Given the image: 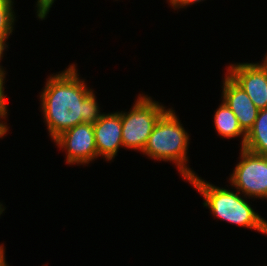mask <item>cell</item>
<instances>
[{
	"label": "cell",
	"instance_id": "cell-1",
	"mask_svg": "<svg viewBox=\"0 0 267 266\" xmlns=\"http://www.w3.org/2000/svg\"><path fill=\"white\" fill-rule=\"evenodd\" d=\"M75 64L51 75L41 92V109L49 136L54 141L66 130L81 124H95L100 112L94 91L79 78Z\"/></svg>",
	"mask_w": 267,
	"mask_h": 266
},
{
	"label": "cell",
	"instance_id": "cell-2",
	"mask_svg": "<svg viewBox=\"0 0 267 266\" xmlns=\"http://www.w3.org/2000/svg\"><path fill=\"white\" fill-rule=\"evenodd\" d=\"M188 182L202 195L204 206L211 210L215 218L267 235V221L255 212L245 200L247 197L241 196L239 191L216 187L197 174Z\"/></svg>",
	"mask_w": 267,
	"mask_h": 266
},
{
	"label": "cell",
	"instance_id": "cell-3",
	"mask_svg": "<svg viewBox=\"0 0 267 266\" xmlns=\"http://www.w3.org/2000/svg\"><path fill=\"white\" fill-rule=\"evenodd\" d=\"M177 117L175 111L168 108L154 126L142 153L151 159L173 162L181 176L188 181L196 175L187 167L190 138Z\"/></svg>",
	"mask_w": 267,
	"mask_h": 266
},
{
	"label": "cell",
	"instance_id": "cell-4",
	"mask_svg": "<svg viewBox=\"0 0 267 266\" xmlns=\"http://www.w3.org/2000/svg\"><path fill=\"white\" fill-rule=\"evenodd\" d=\"M167 110L150 96L139 94L129 112L121 111L124 149L143 152L154 126Z\"/></svg>",
	"mask_w": 267,
	"mask_h": 266
},
{
	"label": "cell",
	"instance_id": "cell-5",
	"mask_svg": "<svg viewBox=\"0 0 267 266\" xmlns=\"http://www.w3.org/2000/svg\"><path fill=\"white\" fill-rule=\"evenodd\" d=\"M240 162L229 178L231 186L246 197L267 199V156L241 148Z\"/></svg>",
	"mask_w": 267,
	"mask_h": 266
},
{
	"label": "cell",
	"instance_id": "cell-6",
	"mask_svg": "<svg viewBox=\"0 0 267 266\" xmlns=\"http://www.w3.org/2000/svg\"><path fill=\"white\" fill-rule=\"evenodd\" d=\"M54 142L58 148L67 151L66 163L68 165H86L98 158L93 124H78L63 132Z\"/></svg>",
	"mask_w": 267,
	"mask_h": 266
},
{
	"label": "cell",
	"instance_id": "cell-7",
	"mask_svg": "<svg viewBox=\"0 0 267 266\" xmlns=\"http://www.w3.org/2000/svg\"><path fill=\"white\" fill-rule=\"evenodd\" d=\"M230 64L227 74L247 93L259 109L267 108V63Z\"/></svg>",
	"mask_w": 267,
	"mask_h": 266
},
{
	"label": "cell",
	"instance_id": "cell-8",
	"mask_svg": "<svg viewBox=\"0 0 267 266\" xmlns=\"http://www.w3.org/2000/svg\"><path fill=\"white\" fill-rule=\"evenodd\" d=\"M93 129L98 157L114 159L119 147H123L121 112L103 114Z\"/></svg>",
	"mask_w": 267,
	"mask_h": 266
},
{
	"label": "cell",
	"instance_id": "cell-9",
	"mask_svg": "<svg viewBox=\"0 0 267 266\" xmlns=\"http://www.w3.org/2000/svg\"><path fill=\"white\" fill-rule=\"evenodd\" d=\"M222 82V99L235 114L240 127L247 134L254 125L259 109L251 101L244 89L228 74L225 75Z\"/></svg>",
	"mask_w": 267,
	"mask_h": 266
},
{
	"label": "cell",
	"instance_id": "cell-10",
	"mask_svg": "<svg viewBox=\"0 0 267 266\" xmlns=\"http://www.w3.org/2000/svg\"><path fill=\"white\" fill-rule=\"evenodd\" d=\"M214 125L216 132L222 138L242 137L241 148H243L246 141V133L240 127L235 114L223 100L215 111Z\"/></svg>",
	"mask_w": 267,
	"mask_h": 266
},
{
	"label": "cell",
	"instance_id": "cell-11",
	"mask_svg": "<svg viewBox=\"0 0 267 266\" xmlns=\"http://www.w3.org/2000/svg\"><path fill=\"white\" fill-rule=\"evenodd\" d=\"M243 148L254 154L267 156V108L259 110L253 127L246 134Z\"/></svg>",
	"mask_w": 267,
	"mask_h": 266
},
{
	"label": "cell",
	"instance_id": "cell-12",
	"mask_svg": "<svg viewBox=\"0 0 267 266\" xmlns=\"http://www.w3.org/2000/svg\"><path fill=\"white\" fill-rule=\"evenodd\" d=\"M12 0H0V38L5 41L13 32L15 22V12Z\"/></svg>",
	"mask_w": 267,
	"mask_h": 266
},
{
	"label": "cell",
	"instance_id": "cell-13",
	"mask_svg": "<svg viewBox=\"0 0 267 266\" xmlns=\"http://www.w3.org/2000/svg\"><path fill=\"white\" fill-rule=\"evenodd\" d=\"M55 0H37V17L40 20H44L47 17V14L50 12Z\"/></svg>",
	"mask_w": 267,
	"mask_h": 266
},
{
	"label": "cell",
	"instance_id": "cell-14",
	"mask_svg": "<svg viewBox=\"0 0 267 266\" xmlns=\"http://www.w3.org/2000/svg\"><path fill=\"white\" fill-rule=\"evenodd\" d=\"M6 79L0 76V119H6L8 114V108L6 104V94L4 93V83Z\"/></svg>",
	"mask_w": 267,
	"mask_h": 266
},
{
	"label": "cell",
	"instance_id": "cell-15",
	"mask_svg": "<svg viewBox=\"0 0 267 266\" xmlns=\"http://www.w3.org/2000/svg\"><path fill=\"white\" fill-rule=\"evenodd\" d=\"M203 0H168V2L170 3V5L173 7V9H179V8H184L187 7L188 5L191 4H196L199 3Z\"/></svg>",
	"mask_w": 267,
	"mask_h": 266
},
{
	"label": "cell",
	"instance_id": "cell-16",
	"mask_svg": "<svg viewBox=\"0 0 267 266\" xmlns=\"http://www.w3.org/2000/svg\"><path fill=\"white\" fill-rule=\"evenodd\" d=\"M6 43L7 42L4 39L0 38V62L3 58V54H4L5 49L8 48ZM5 75H6V72H5L4 68H2V66L0 65V76L4 79Z\"/></svg>",
	"mask_w": 267,
	"mask_h": 266
},
{
	"label": "cell",
	"instance_id": "cell-17",
	"mask_svg": "<svg viewBox=\"0 0 267 266\" xmlns=\"http://www.w3.org/2000/svg\"><path fill=\"white\" fill-rule=\"evenodd\" d=\"M4 246L0 244V266H8L5 260V251Z\"/></svg>",
	"mask_w": 267,
	"mask_h": 266
},
{
	"label": "cell",
	"instance_id": "cell-18",
	"mask_svg": "<svg viewBox=\"0 0 267 266\" xmlns=\"http://www.w3.org/2000/svg\"><path fill=\"white\" fill-rule=\"evenodd\" d=\"M3 122L4 121L0 119V138H3V136H6L8 129H9V127H7V125Z\"/></svg>",
	"mask_w": 267,
	"mask_h": 266
},
{
	"label": "cell",
	"instance_id": "cell-19",
	"mask_svg": "<svg viewBox=\"0 0 267 266\" xmlns=\"http://www.w3.org/2000/svg\"><path fill=\"white\" fill-rule=\"evenodd\" d=\"M4 210H5V208L3 207V204H1V202H0V215L3 213Z\"/></svg>",
	"mask_w": 267,
	"mask_h": 266
},
{
	"label": "cell",
	"instance_id": "cell-20",
	"mask_svg": "<svg viewBox=\"0 0 267 266\" xmlns=\"http://www.w3.org/2000/svg\"><path fill=\"white\" fill-rule=\"evenodd\" d=\"M264 61L267 63V54L265 55Z\"/></svg>",
	"mask_w": 267,
	"mask_h": 266
}]
</instances>
